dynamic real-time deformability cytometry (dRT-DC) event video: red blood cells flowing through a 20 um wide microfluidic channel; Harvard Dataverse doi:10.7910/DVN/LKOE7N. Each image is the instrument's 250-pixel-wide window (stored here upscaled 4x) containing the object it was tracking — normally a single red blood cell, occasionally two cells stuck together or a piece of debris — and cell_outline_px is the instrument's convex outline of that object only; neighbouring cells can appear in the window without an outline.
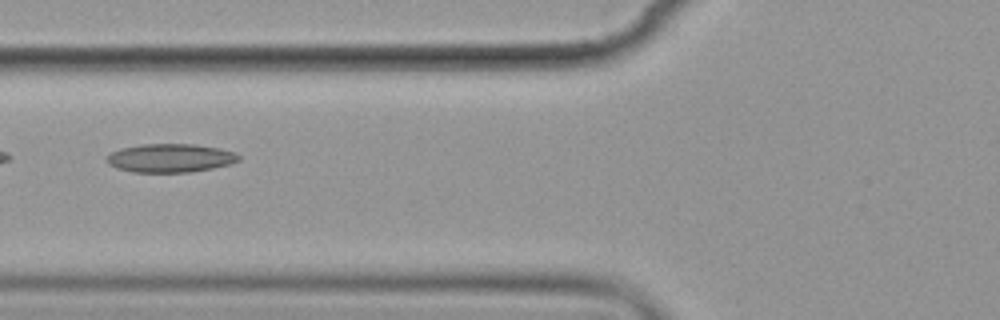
{"species": "common noctule bat (a hibernating species)", "species_latin": "Nyctalus noctula", "temperature_condition": "cold", "stored_images_in_passage": 3, "camera_frame_rate_fps": 3000, "um_per_image_px": 0.085, "animal": {"sex": "female", "body_mass_g": 19.9}, "frame": {"image": 1, "passage_image": 2, "time_ms": 1.0, "image_size_px": [1000, 320], "cell_outline_px": [[240, 160], [232, 164], [192, 172], [132, 172], [116, 168], [108, 164], [104, 160], [112, 152], [120, 148], [144, 144], [196, 144], [220, 148], [236, 152], [240, 156]], "centroid_in_image_um": [14.5, 13.43], "position_along_channel_um": 111.3, "area_um2": 22.2}}
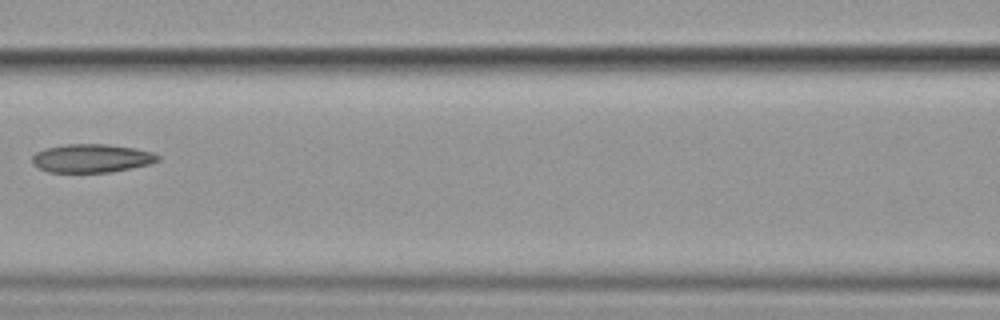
{"frame": {"image": 2, "passage_image": 3, "time_ms": 2.333, "image_size_px": [1000, 320], "cell_outline_px": [[160, 160], [148, 164], [108, 172], [48, 172], [32, 164], [32, 156], [36, 152], [44, 148], [64, 144], [104, 144], [132, 148], [152, 152], [160, 156]], "centroid_in_image_um": [7.73, 13.45], "position_along_channel_um": 158.9, "area_um2": 20.63}}